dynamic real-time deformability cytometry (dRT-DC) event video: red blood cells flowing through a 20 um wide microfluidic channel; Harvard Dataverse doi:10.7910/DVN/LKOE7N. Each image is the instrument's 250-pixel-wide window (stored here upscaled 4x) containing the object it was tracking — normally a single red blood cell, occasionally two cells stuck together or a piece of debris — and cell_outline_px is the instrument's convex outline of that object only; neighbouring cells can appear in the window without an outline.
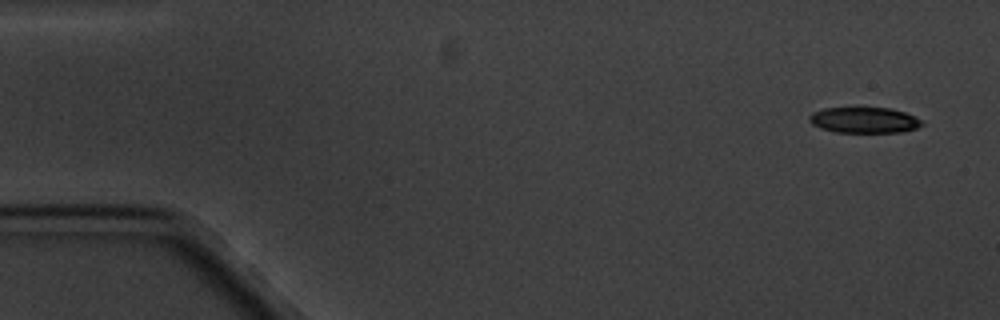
{"species": "common noctule bat (a hibernating species)", "species_latin": "Nyctalus noctula", "temperature_condition": "cold", "stored_images_in_passage": 4, "camera_frame_rate_fps": 3000, "um_per_image_px": 0.085, "animal": {"sex": "male", "body_mass_g": 20.1, "forearm_length_mm": 53.5}, "frame": {"image": 1, "passage_image": 1, "time_ms": 0.0, "image_size_px": [1000, 320], "cell_outline_px": [[924, 124], [916, 128], [900, 132], [836, 132], [820, 128], [812, 124], [808, 120], [808, 116], [812, 112], [824, 108], [892, 108], [904, 112], [920, 120]], "centroid_in_image_um": [73.41, 10.21], "position_along_channel_um": 11.6, "area_um2": 16.82}}
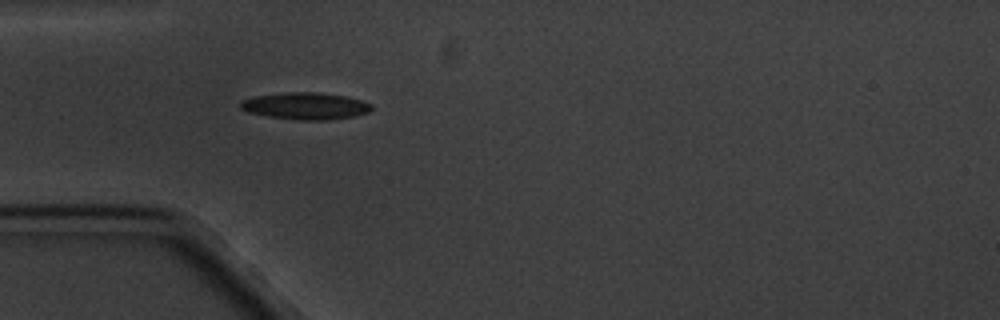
{"frame": {"image": 2, "passage_image": 4, "time_ms": 4.667, "image_size_px": [1000, 320], "cell_outline_px": [[372, 108], [368, 112], [356, 116], [324, 120], [300, 120], [268, 116], [248, 112], [240, 108], [240, 100], [256, 96], [284, 92], [316, 92], [344, 96], [360, 100], [372, 104]], "centroid_in_image_um": [25.95, 9.0], "position_along_channel_um": 59.0, "area_um2": 20.46}}